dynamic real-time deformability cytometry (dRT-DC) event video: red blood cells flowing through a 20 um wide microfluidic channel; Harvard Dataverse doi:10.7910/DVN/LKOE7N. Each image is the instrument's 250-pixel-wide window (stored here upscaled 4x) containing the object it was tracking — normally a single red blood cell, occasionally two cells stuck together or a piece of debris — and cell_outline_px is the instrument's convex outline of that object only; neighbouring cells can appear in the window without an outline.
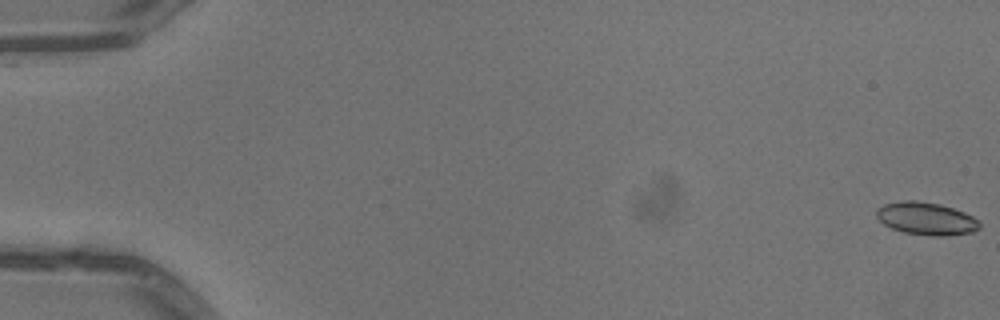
{"species": "common noctule bat (a hibernating species)", "species_latin": "Nyctalus noctula", "temperature_condition": "warm", "stored_images_in_passage": 53, "camera_frame_rate_fps": 3000, "um_per_image_px": 0.085, "animal": {"sex": "male", "body_mass_g": 13.3}, "frame": {"image": 1, "passage_image": 1, "time_ms": 0.0, "image_size_px": [1000, 320], "cell_outline_px": [[980, 228], [972, 232], [944, 236], [928, 236], [904, 232], [892, 228], [884, 224], [876, 216], [876, 208], [884, 204], [904, 200], [916, 200], [940, 204], [964, 212], [980, 220]], "centroid_in_image_um": [78.73, 18.58], "position_along_channel_um": 6.3, "area_um2": 19.71}}
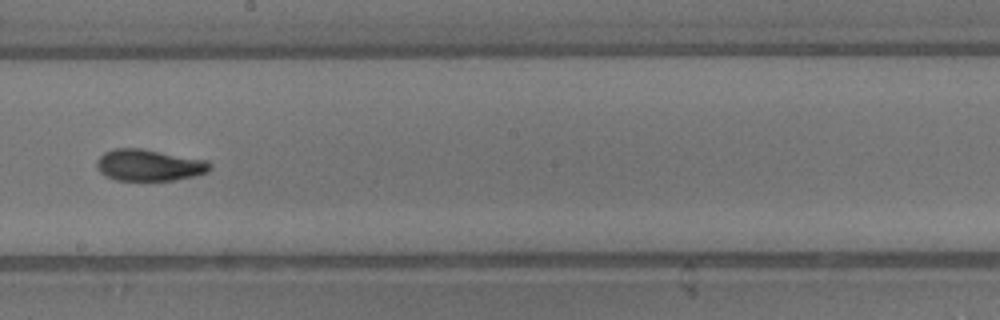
{"frame": {"image": 2, "passage_image": 31, "time_ms": 10.0, "image_size_px": [1000, 320], "cell_outline_px": [[212, 164], [208, 172], [192, 176], [172, 180], [116, 180], [104, 176], [96, 168], [96, 160], [104, 152], [112, 148], [140, 148], [208, 160]], "centroid_in_image_um": [12.63, 14.03], "position_along_channel_um": 235.6, "area_um2": 20.92}}
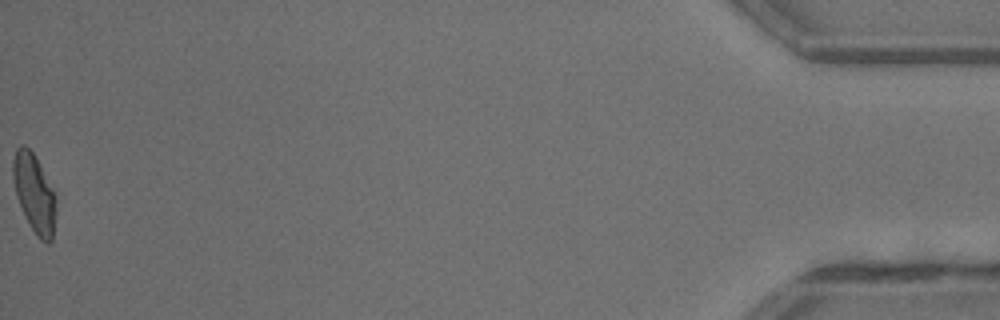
{"frame": {"image": 3, "passage_image": 53, "time_ms": 17.333, "image_size_px": [1000, 320], "cell_outline_px": [[56, 212], [52, 240], [48, 244], [40, 240], [36, 236], [16, 196], [12, 176], [12, 160], [16, 148], [20, 144], [24, 144], [32, 152], [56, 188]], "centroid_in_image_um": [2.94, 16.39], "position_along_channel_um": 432.3, "area_um2": 20.11}, "authors_computed_cell_mechanics": {"area_um2": 20.1144, "velocity_mm_per_s": 4.0637, "shape_relaxation_time_tau1_ms": 5.1943, "shape_relaxation_time_tau2_ms": 3.0213, "deformation_change_tau1": 0.1859, "deformation_change_tau2": 0.0978}}